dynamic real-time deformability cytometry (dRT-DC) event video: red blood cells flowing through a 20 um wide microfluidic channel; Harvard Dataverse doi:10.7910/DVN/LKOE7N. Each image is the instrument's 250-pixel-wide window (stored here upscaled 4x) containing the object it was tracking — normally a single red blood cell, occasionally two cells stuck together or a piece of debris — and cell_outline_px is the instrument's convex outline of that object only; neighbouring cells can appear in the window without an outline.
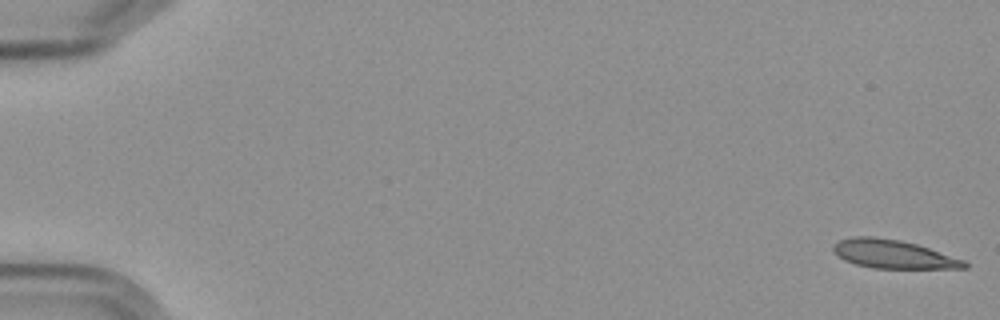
{"species": "Egyptian fruit bat (a non-hibernating species)", "species_latin": "Rousettus aegyptiacus", "temperature_condition": "cold", "stored_images_in_passage": 6, "camera_frame_rate_fps": 3000, "um_per_image_px": 0.085, "frame": {"image": 1, "passage_image": 1, "time_ms": 0.0, "image_size_px": [1000, 320], "cell_outline_px": [[968, 268], [876, 268], [856, 264], [844, 260], [832, 248], [840, 240], [852, 236], [872, 236], [900, 240], [916, 244], [964, 260], [968, 264]], "centroid_in_image_um": [75.93, 21.6], "position_along_channel_um": 9.1, "area_um2": 21.39}}
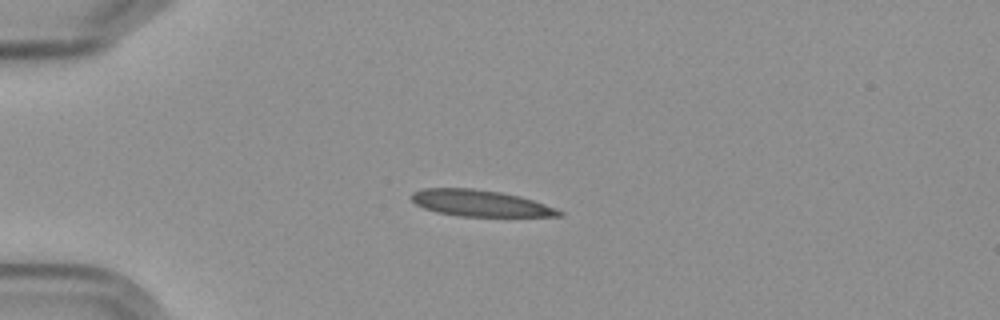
{"frame": {"image": 2, "passage_image": 5, "time_ms": 4.667, "image_size_px": [1000, 320], "cell_outline_px": [[564, 216], [460, 216], [436, 212], [424, 208], [416, 204], [412, 200], [412, 192], [424, 188], [472, 188], [500, 192], [520, 196], [556, 208], [564, 212]], "centroid_in_image_um": [40.81, 17.27], "position_along_channel_um": 44.2, "area_um2": 22.54}}